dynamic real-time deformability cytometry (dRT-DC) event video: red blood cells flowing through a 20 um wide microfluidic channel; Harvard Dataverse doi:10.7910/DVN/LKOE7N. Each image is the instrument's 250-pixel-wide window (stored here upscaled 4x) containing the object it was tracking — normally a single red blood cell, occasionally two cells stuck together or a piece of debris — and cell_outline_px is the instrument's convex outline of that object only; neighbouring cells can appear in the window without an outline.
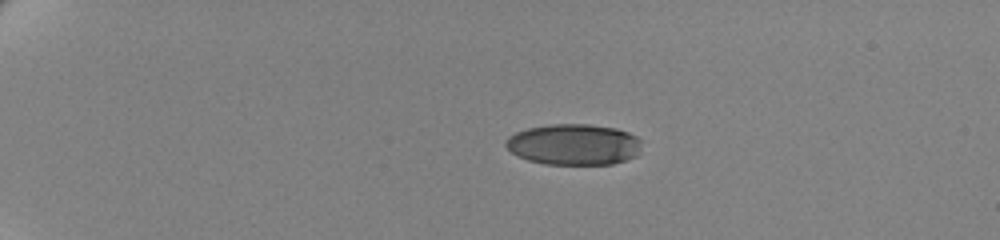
{"species": "human", "species_latin": "Homo sapiens", "temperature_condition": "cold", "stored_images_in_passage": 47, "camera_frame_rate_fps": 3000, "um_per_image_px": 0.085, "donor": {"sex": "female"}, "frame": {"image": 1, "passage_image": 1, "time_ms": 0.0, "image_size_px": [1000, 240], "cell_outline_px": [[640, 144], [636, 156], [612, 164], [544, 164], [528, 160], [512, 152], [504, 144], [504, 140], [508, 136], [516, 132], [528, 128], [552, 124], [588, 124], [616, 128], [628, 132], [636, 136], [640, 140]], "centroid_in_image_um": [48.75, 12.27], "position_along_channel_um": 36.2, "area_um2": 32.37}}
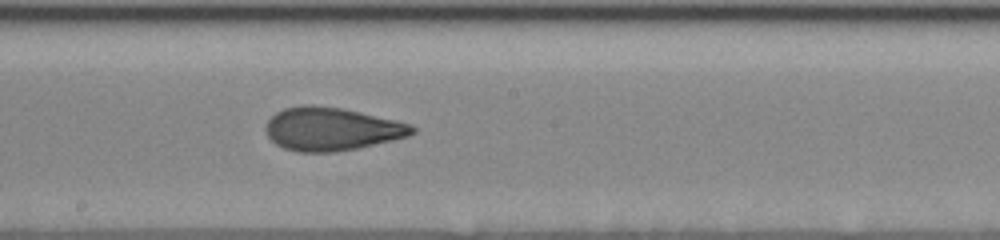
{"frame": {"image": 2, "passage_image": 24, "time_ms": 7.667, "image_size_px": [1000, 240], "cell_outline_px": [[416, 132], [408, 136], [360, 148], [332, 152], [296, 152], [284, 148], [276, 144], [268, 136], [264, 128], [268, 120], [276, 112], [284, 108], [304, 104], [312, 104], [344, 108], [396, 120], [412, 124], [416, 128]], "centroid_in_image_um": [28.18, 10.96], "position_along_channel_um": 220.0, "area_um2": 37.17}}
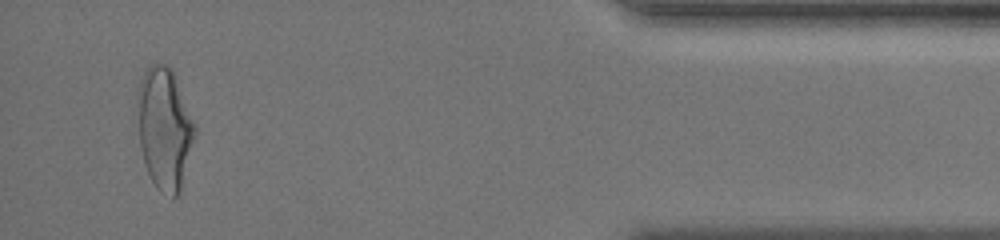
{"frame": {"image": 3, "passage_image": 45, "time_ms": 14.667, "image_size_px": [1000, 240], "cell_outline_px": [[196, 136], [180, 192], [176, 196], [172, 196], [160, 192], [152, 180], [144, 164], [140, 144], [136, 100], [136, 88], [144, 68], [152, 64], [164, 64], [172, 68], [196, 124]], "centroid_in_image_um": [13.98, 10.86], "position_along_channel_um": 421.2, "area_um2": 41.38}, "authors_computed_cell_mechanics": {"area_um2": 36.5874, "velocity_mm_per_s": 3.5056, "shape_relaxation_time_tau1_ms": 5.2167, "shape_relaxation_time_tau2_ms": 1.5592, "deformation_change_tau1": 0.1858, "deformation_change_tau2": 0.0889}}